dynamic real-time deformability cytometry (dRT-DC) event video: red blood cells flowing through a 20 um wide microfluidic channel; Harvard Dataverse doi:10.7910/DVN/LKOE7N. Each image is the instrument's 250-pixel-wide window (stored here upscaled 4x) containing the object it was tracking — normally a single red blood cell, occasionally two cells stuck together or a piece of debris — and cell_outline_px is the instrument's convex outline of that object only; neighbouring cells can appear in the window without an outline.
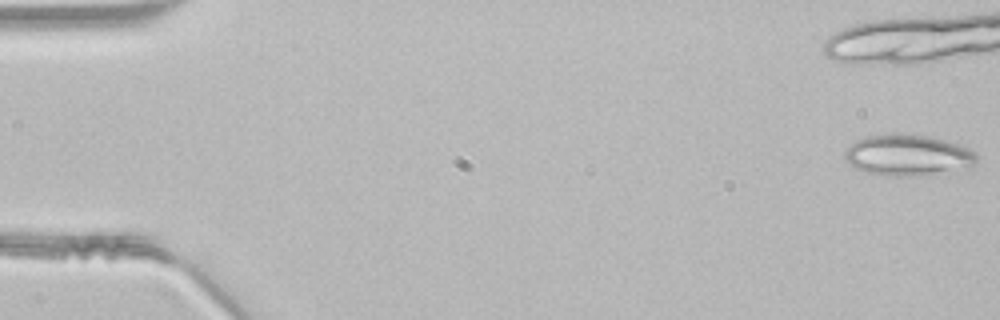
{"species": "common noctule bat (a hibernating species)", "species_latin": "Nyctalus noctula", "temperature_condition": "room temperature", "stored_images_in_passage": 13, "camera_frame_rate_fps": 3000, "um_per_image_px": 0.085, "animal": {"sex": "male", "body_mass_g": 21.5, "forearm_length_mm": 52.0}, "frame": {"image": 1, "passage_image": 1, "time_ms": 0.0, "image_size_px": [1000, 320], "cell_outline_px": [[976, 164], [968, 172], [912, 176], [888, 176], [864, 172], [856, 168], [844, 160], [844, 148], [856, 140], [868, 136], [888, 132], [892, 132], [928, 136], [944, 140], [968, 148], [976, 152]], "centroid_in_image_um": [77.21, 13.21], "position_along_channel_um": 7.8, "area_um2": 32.77}}